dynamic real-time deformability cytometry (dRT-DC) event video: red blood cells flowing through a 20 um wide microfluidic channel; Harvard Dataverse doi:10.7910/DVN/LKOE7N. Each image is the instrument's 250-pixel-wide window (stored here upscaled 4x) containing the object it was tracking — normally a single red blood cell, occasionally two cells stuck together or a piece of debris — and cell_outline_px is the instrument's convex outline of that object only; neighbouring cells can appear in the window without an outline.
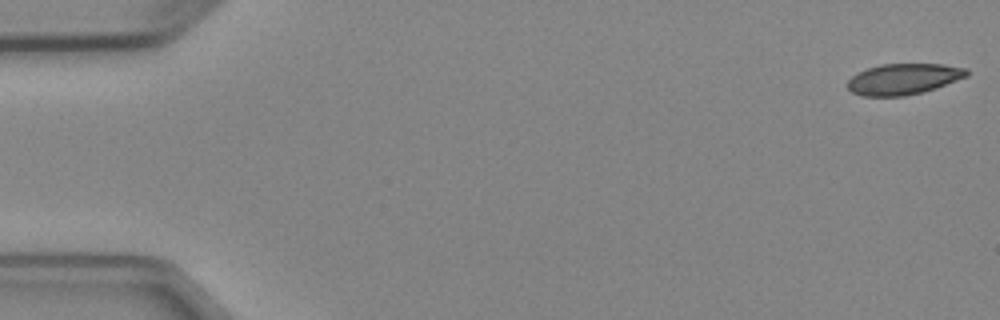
{"species": "Egyptian fruit bat (a non-hibernating species)", "species_latin": "Rousettus aegyptiacus", "temperature_condition": "cold", "stored_images_in_passage": 4, "camera_frame_rate_fps": 3000, "um_per_image_px": 0.085, "animal": {"sex": "female"}, "frame": {"image": 1, "passage_image": 1, "time_ms": 0.0, "image_size_px": [1000, 320], "cell_outline_px": [[968, 76], [936, 88], [924, 92], [904, 96], [864, 96], [852, 92], [848, 88], [848, 80], [852, 76], [868, 68], [880, 64], [940, 64], [968, 68]], "centroid_in_image_um": [76.82, 6.72], "position_along_channel_um": 8.2, "area_um2": 21.44}}
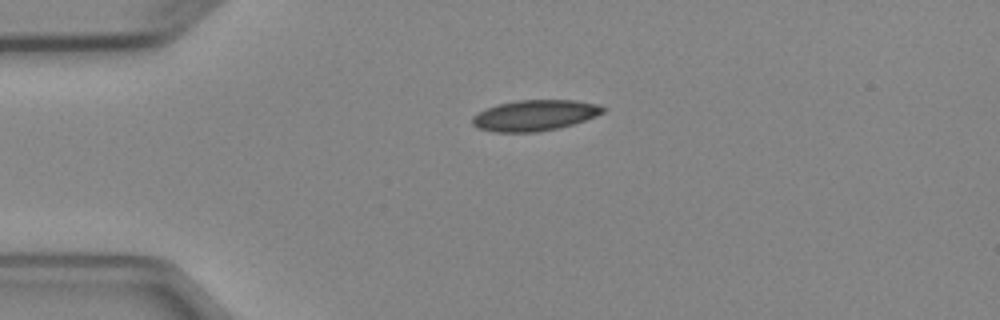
{"frame": {"image": 2, "passage_image": 4, "time_ms": 3.667, "image_size_px": [1000, 320], "cell_outline_px": [[608, 108], [604, 112], [584, 120], [560, 128], [536, 132], [492, 132], [480, 128], [472, 124], [472, 116], [496, 104], [516, 100], [576, 100], [600, 104]], "centroid_in_image_um": [45.48, 9.8], "position_along_channel_um": 39.5, "area_um2": 23.52}}